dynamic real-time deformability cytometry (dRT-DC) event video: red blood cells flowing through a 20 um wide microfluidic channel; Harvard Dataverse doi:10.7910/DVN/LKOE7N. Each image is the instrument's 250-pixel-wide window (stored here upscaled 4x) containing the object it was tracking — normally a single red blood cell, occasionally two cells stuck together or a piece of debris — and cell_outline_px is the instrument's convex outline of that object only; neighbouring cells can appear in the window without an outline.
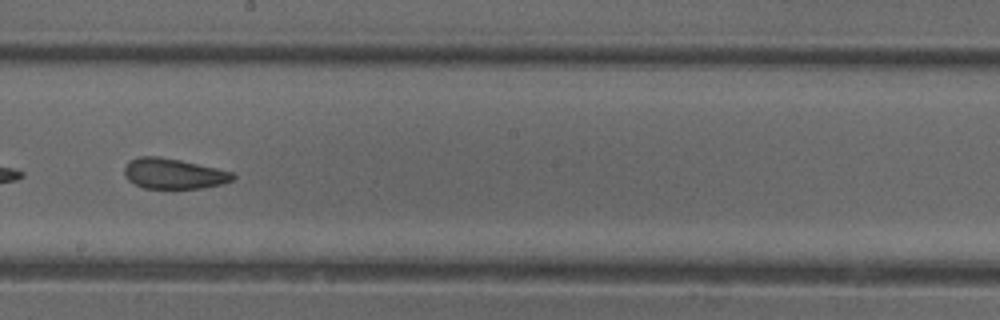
{"species": "common noctule bat (a hibernating species)", "species_latin": "Nyctalus noctula", "temperature_condition": "cold", "stored_images_in_passage": 31, "camera_frame_rate_fps": 3000, "um_per_image_px": 0.085, "animal": {"sex": "female"}, "frame": {"image": 1, "passage_image": 22, "time_ms": 7.0, "image_size_px": [1000, 320], "cell_outline_px": [[236, 176], [232, 180], [224, 184], [200, 188], [144, 188], [128, 180], [124, 172], [124, 168], [132, 160], [140, 156], [160, 156], [180, 160], [216, 168], [232, 172]], "centroid_in_image_um": [14.78, 14.76], "position_along_channel_um": 233.4, "area_um2": 19.02}}